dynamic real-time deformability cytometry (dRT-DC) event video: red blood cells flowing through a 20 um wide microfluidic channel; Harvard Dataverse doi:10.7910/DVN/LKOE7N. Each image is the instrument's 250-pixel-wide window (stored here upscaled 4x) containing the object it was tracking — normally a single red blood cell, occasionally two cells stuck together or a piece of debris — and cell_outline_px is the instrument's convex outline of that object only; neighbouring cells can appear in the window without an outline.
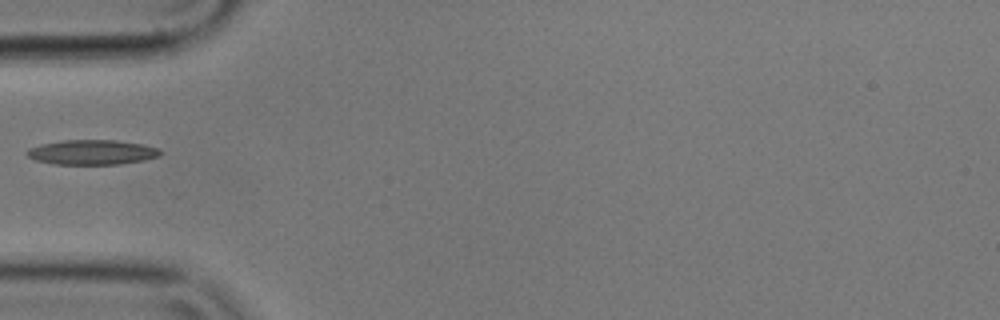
{"species": "common noctule bat (a hibernating species)", "species_latin": "Nyctalus noctula", "temperature_condition": "cold", "stored_images_in_passage": 4, "camera_frame_rate_fps": 3000, "um_per_image_px": 0.085, "animal": {"sex": "male", "body_mass_g": 17.9}, "frame": {"image": 1, "passage_image": 1, "time_ms": 0.0, "image_size_px": [1000, 320], "cell_outline_px": [[160, 156], [144, 160], [120, 164], [52, 164], [36, 160], [28, 156], [24, 152], [28, 148], [44, 144], [64, 140], [116, 140], [140, 144], [160, 148]], "centroid_in_image_um": [7.82, 12.94], "position_along_channel_um": 77.2, "area_um2": 19.19}}
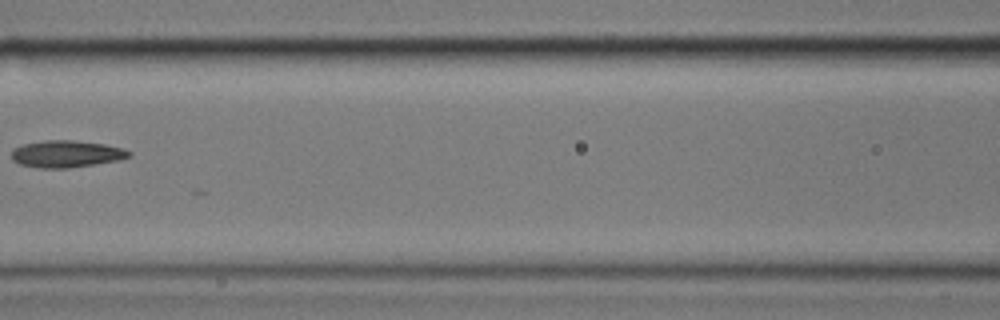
{"frame": {"image": 2, "passage_image": 3, "time_ms": 0.667, "image_size_px": [1000, 320], "cell_outline_px": [[132, 156], [116, 160], [68, 168], [36, 168], [20, 164], [12, 160], [12, 148], [24, 144], [44, 140], [72, 140], [104, 144], [124, 148], [132, 152]], "centroid_in_image_um": [5.62, 13.08], "position_along_channel_um": 161.0, "area_um2": 18.44}}
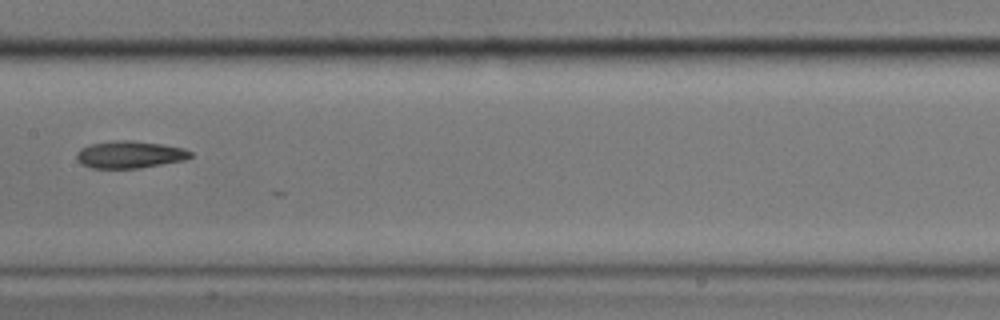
{"frame": {"image": 3, "passage_image": 4, "time_ms": 1.0, "image_size_px": [1000, 320], "cell_outline_px": [[192, 156], [184, 160], [140, 168], [92, 168], [80, 164], [76, 156], [76, 152], [80, 148], [92, 144], [116, 140], [132, 140], [160, 144], [184, 148], [192, 152]], "centroid_in_image_um": [11.01, 13.14], "position_along_channel_um": 196.4, "area_um2": 18.03}}